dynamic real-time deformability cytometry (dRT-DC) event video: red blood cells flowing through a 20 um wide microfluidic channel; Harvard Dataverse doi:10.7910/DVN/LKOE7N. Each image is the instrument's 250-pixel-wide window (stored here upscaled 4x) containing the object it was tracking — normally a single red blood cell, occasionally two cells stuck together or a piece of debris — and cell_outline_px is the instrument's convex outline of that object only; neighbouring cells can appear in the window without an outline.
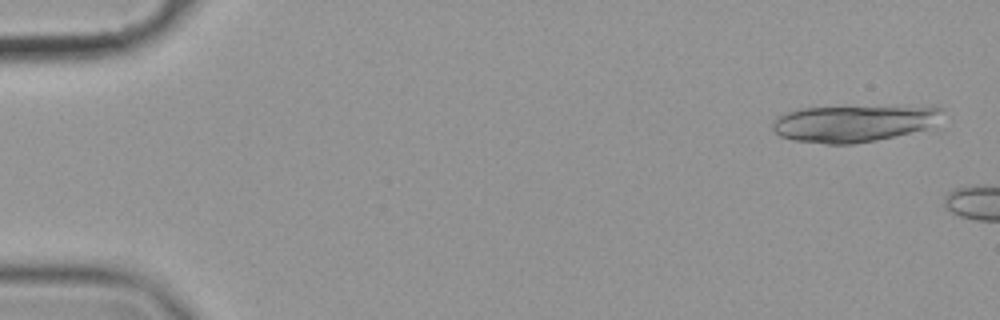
{"species": "common noctule bat (a hibernating species)", "species_latin": "Nyctalus noctula", "temperature_condition": "cold", "stored_images_in_passage": 9, "camera_frame_rate_fps": 3000, "um_per_image_px": 0.085, "animal": {"sex": "female", "body_mass_g": 19.9}, "frame": {"image": 1, "passage_image": 2, "time_ms": 0.333, "image_size_px": [1000, 320], "cell_outline_px": [[944, 108], [924, 128], [876, 140], [852, 144], [824, 144], [792, 140], [780, 136], [772, 128], [772, 124], [776, 116], [800, 108], [936, 104]], "centroid_in_image_um": [72.51, 10.44], "position_along_channel_um": 12.5, "area_um2": 36.53}}